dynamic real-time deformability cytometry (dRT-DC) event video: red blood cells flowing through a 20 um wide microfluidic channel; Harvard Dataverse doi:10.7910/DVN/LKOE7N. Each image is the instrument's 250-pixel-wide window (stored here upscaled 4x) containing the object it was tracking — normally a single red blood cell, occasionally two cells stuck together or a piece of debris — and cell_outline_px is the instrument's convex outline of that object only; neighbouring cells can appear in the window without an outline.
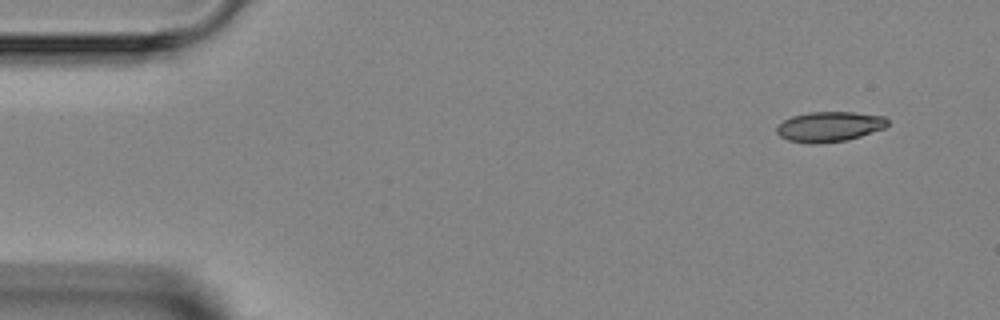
{"species": "Egyptian fruit bat (a non-hibernating species)", "species_latin": "Rousettus aegyptiacus", "temperature_condition": "room temperature", "stored_images_in_passage": 4, "segment_of_instrument_passage": [1, 2], "camera_frame_rate_fps": 3000, "um_per_image_px": 0.085, "animal": {"sex": "female"}, "frame": {"image": 1, "passage_image": 1, "time_ms": 0.0, "image_size_px": [1000, 320], "cell_outline_px": [[888, 124], [884, 128], [848, 140], [820, 144], [812, 144], [788, 140], [780, 136], [776, 132], [776, 128], [784, 120], [792, 116], [808, 112], [852, 112], [884, 116], [888, 120]], "centroid_in_image_um": [70.49, 10.77], "position_along_channel_um": 14.5, "area_um2": 19.48}}